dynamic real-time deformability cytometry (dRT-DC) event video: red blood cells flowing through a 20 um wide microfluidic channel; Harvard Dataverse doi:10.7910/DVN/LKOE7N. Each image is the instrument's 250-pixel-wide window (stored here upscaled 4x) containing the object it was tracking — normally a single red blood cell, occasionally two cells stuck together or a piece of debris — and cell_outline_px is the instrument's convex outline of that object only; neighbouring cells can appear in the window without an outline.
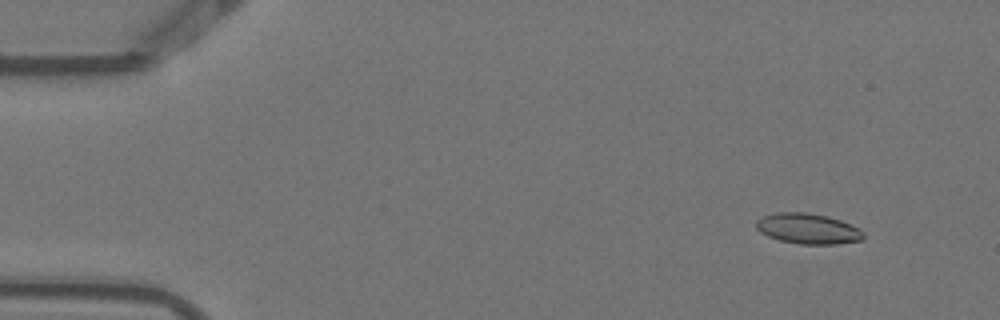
{"species": "Egyptian fruit bat (a non-hibernating species)", "species_latin": "Rousettus aegyptiacus", "temperature_condition": "warm", "stored_images_in_passage": 4, "camera_frame_rate_fps": 3000, "um_per_image_px": 0.085, "animal": {"sex": "female"}, "frame": {"image": 1, "passage_image": 1, "time_ms": 0.0, "image_size_px": [1000, 320], "cell_outline_px": [[864, 240], [836, 244], [800, 244], [780, 240], [768, 236], [760, 232], [756, 228], [756, 220], [764, 216], [776, 212], [808, 212], [828, 216], [852, 224], [860, 228], [864, 232]], "centroid_in_image_um": [68.71, 19.43], "position_along_channel_um": 16.3, "area_um2": 19.25}}
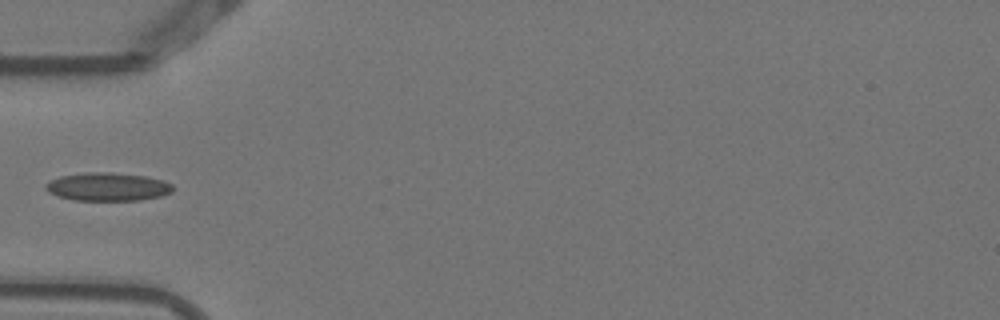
{"frame": {"image": 2, "passage_image": 4, "time_ms": 1.0, "image_size_px": [1000, 320], "cell_outline_px": [[172, 192], [160, 196], [140, 200], [72, 200], [56, 196], [48, 192], [44, 188], [44, 184], [48, 180], [60, 176], [84, 172], [112, 172], [144, 176], [164, 180], [172, 184]], "centroid_in_image_um": [9.09, 15.87], "position_along_channel_um": 75.9, "area_um2": 21.15}}